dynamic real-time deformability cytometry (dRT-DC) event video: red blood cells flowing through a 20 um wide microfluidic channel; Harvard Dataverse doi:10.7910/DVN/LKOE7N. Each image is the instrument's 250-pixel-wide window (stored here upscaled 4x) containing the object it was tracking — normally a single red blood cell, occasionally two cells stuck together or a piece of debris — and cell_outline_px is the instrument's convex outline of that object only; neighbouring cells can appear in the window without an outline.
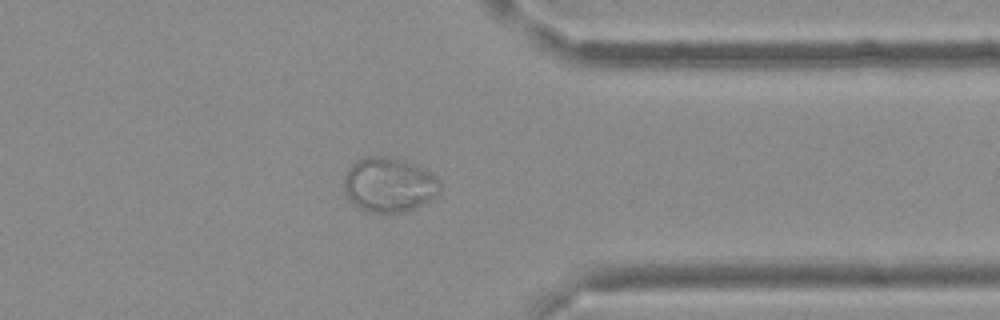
{"species": "Egyptian fruit bat (a non-hibernating species)", "species_latin": "Rousettus aegyptiacus", "temperature_condition": "cold", "stored_images_in_passage": 34, "camera_frame_rate_fps": 3000, "um_per_image_px": 0.085, "frame": {"image": 1, "passage_image": 27, "time_ms": 8.667, "image_size_px": [1000, 320], "cell_outline_px": [[440, 192], [428, 200], [412, 208], [400, 212], [372, 212], [360, 208], [348, 200], [344, 192], [344, 176], [348, 168], [360, 156], [388, 156], [404, 160], [432, 172], [440, 180]], "centroid_in_image_um": [33.03, 15.67], "position_along_channel_um": 378.4, "area_um2": 30.63}}
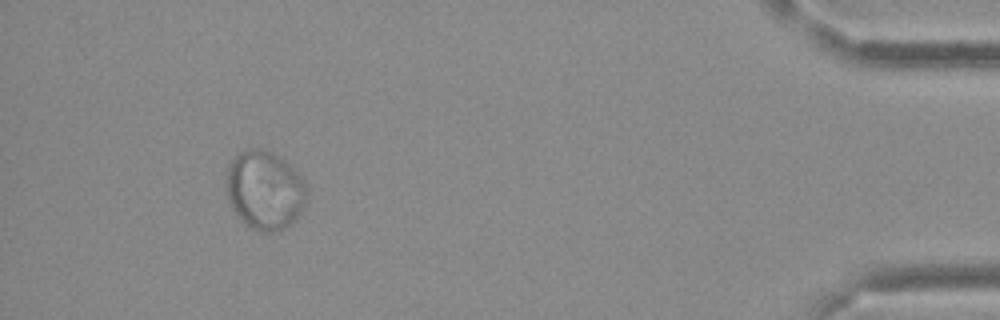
{"frame": {"image": 2, "passage_image": 32, "time_ms": 10.333, "image_size_px": [1000, 320], "cell_outline_px": [[308, 200], [304, 208], [296, 220], [292, 224], [276, 232], [260, 232], [244, 224], [240, 220], [232, 208], [228, 196], [228, 164], [236, 152], [248, 148], [260, 148], [284, 156], [296, 168], [304, 180], [308, 196]], "centroid_in_image_um": [22.56, 16.14], "position_along_channel_um": 412.6, "area_um2": 37.97}}